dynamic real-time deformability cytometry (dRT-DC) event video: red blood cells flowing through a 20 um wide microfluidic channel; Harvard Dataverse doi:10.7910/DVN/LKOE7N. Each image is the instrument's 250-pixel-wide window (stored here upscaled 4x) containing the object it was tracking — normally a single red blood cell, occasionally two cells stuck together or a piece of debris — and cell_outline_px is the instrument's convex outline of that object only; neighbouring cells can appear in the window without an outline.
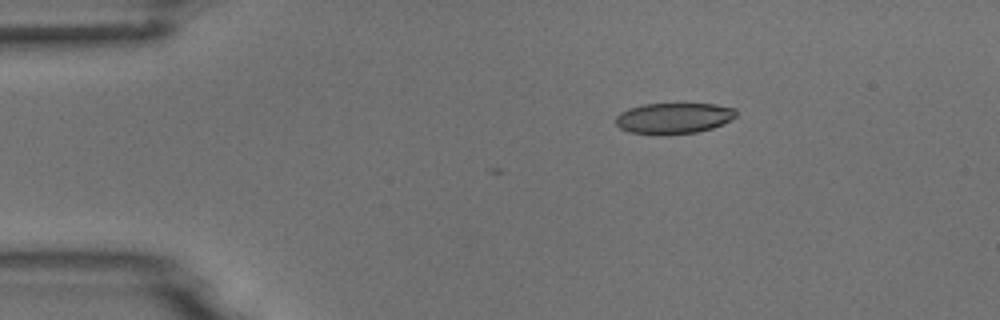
{"species": "common noctule bat (a hibernating species)", "species_latin": "Nyctalus noctula", "temperature_condition": "room temperature", "stored_images_in_passage": 3, "camera_frame_rate_fps": 3000, "um_per_image_px": 0.085, "animal": {"sex": "male", "body_mass_g": 18.8}, "frame": {"image": 1, "passage_image": 1, "time_ms": 0.0, "image_size_px": [1000, 320], "cell_outline_px": [[736, 116], [712, 128], [696, 132], [660, 136], [656, 136], [628, 132], [620, 128], [616, 124], [616, 116], [620, 112], [628, 108], [644, 104], [716, 104], [736, 108]], "centroid_in_image_um": [57.21, 10.06], "position_along_channel_um": 27.8, "area_um2": 21.91}}
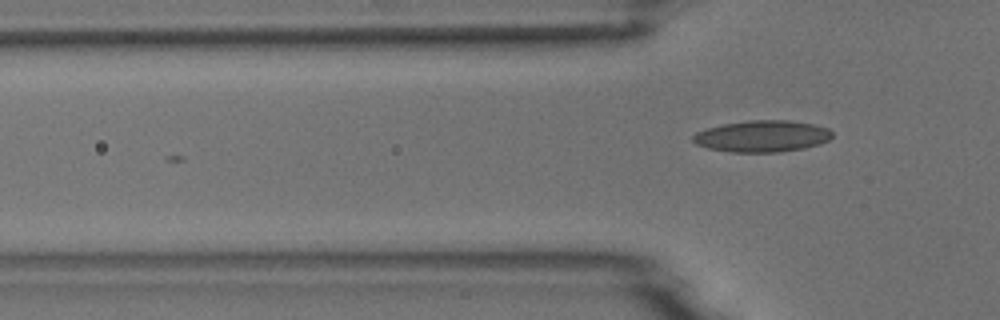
{"frame": {"image": 2, "passage_image": 3, "time_ms": 2.333, "image_size_px": [1000, 320], "cell_outline_px": [[832, 136], [828, 140], [820, 144], [804, 148], [780, 152], [732, 152], [708, 148], [696, 144], [692, 140], [692, 136], [696, 132], [720, 124], [748, 120], [792, 120], [812, 124], [828, 128], [832, 132]], "centroid_in_image_um": [64.78, 11.57], "position_along_channel_um": 61.0, "area_um2": 25.72}}